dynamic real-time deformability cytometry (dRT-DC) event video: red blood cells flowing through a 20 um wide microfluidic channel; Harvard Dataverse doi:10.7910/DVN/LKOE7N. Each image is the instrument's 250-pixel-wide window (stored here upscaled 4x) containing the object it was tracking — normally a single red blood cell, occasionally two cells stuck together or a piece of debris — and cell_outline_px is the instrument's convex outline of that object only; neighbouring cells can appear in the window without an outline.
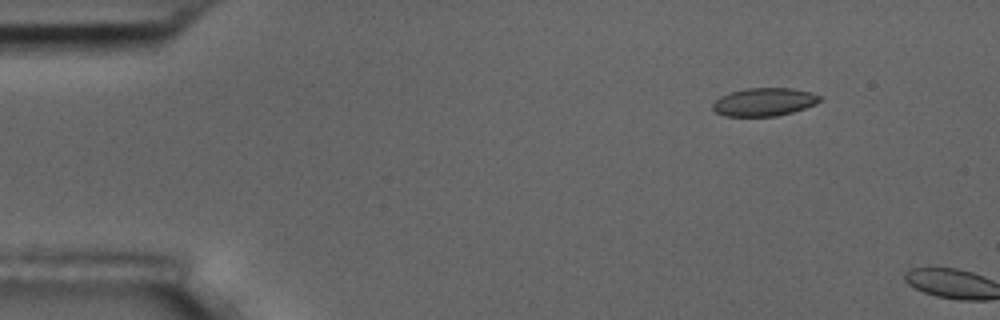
{"species": "common noctule bat (a hibernating species)", "species_latin": "Nyctalus noctula", "temperature_condition": "room temperature", "stored_images_in_passage": 3, "camera_frame_rate_fps": 3000, "um_per_image_px": 0.085, "animal": {"sex": "male", "body_mass_g": 17.5, "forearm_length_mm": 52.3}, "frame": {"image": 1, "passage_image": 2, "time_ms": 1.333, "image_size_px": [1000, 320], "cell_outline_px": [[824, 100], [816, 104], [792, 112], [776, 116], [724, 116], [716, 112], [712, 108], [712, 104], [720, 96], [732, 92], [748, 88], [792, 88], [824, 96]], "centroid_in_image_um": [64.99, 8.67], "position_along_channel_um": 20.0, "area_um2": 17.57}}